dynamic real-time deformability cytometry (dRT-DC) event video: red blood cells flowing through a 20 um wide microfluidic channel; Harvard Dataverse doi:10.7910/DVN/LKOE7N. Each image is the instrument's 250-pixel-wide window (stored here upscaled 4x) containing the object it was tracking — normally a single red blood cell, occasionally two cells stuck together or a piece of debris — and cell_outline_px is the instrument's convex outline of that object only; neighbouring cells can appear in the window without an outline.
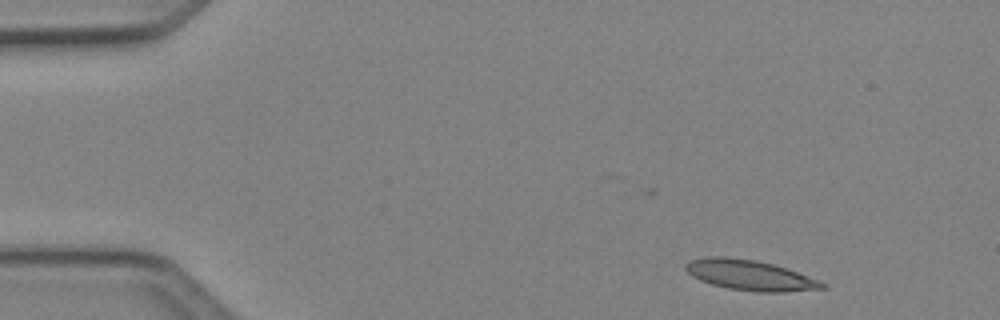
{"species": "Egyptian fruit bat (a non-hibernating species)", "species_latin": "Rousettus aegyptiacus", "temperature_condition": "cold", "stored_images_in_passage": 4, "camera_frame_rate_fps": 3000, "um_per_image_px": 0.085, "animal": {"sex": "female"}, "frame": {"image": 1, "passage_image": 1, "time_ms": 0.0, "image_size_px": [1000, 320], "cell_outline_px": [[828, 288], [784, 292], [760, 292], [728, 288], [712, 284], [700, 280], [692, 276], [684, 268], [684, 264], [688, 260], [704, 256], [724, 256], [756, 260], [772, 264], [820, 280], [828, 284]], "centroid_in_image_um": [63.72, 23.38], "position_along_channel_um": 21.3, "area_um2": 24.22}}
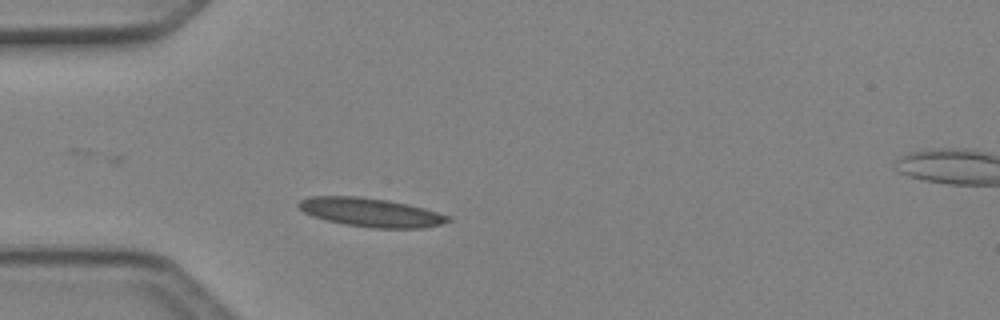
{"frame": {"image": 2, "passage_image": 3, "time_ms": 0.667, "image_size_px": [1000, 320], "cell_outline_px": [[452, 220], [440, 224], [424, 228], [372, 228], [344, 224], [312, 216], [304, 212], [296, 204], [300, 200], [308, 196], [360, 196], [388, 200], [408, 204], [424, 208], [452, 216]], "centroid_in_image_um": [31.53, 18.05], "position_along_channel_um": 53.5, "area_um2": 25.14}}